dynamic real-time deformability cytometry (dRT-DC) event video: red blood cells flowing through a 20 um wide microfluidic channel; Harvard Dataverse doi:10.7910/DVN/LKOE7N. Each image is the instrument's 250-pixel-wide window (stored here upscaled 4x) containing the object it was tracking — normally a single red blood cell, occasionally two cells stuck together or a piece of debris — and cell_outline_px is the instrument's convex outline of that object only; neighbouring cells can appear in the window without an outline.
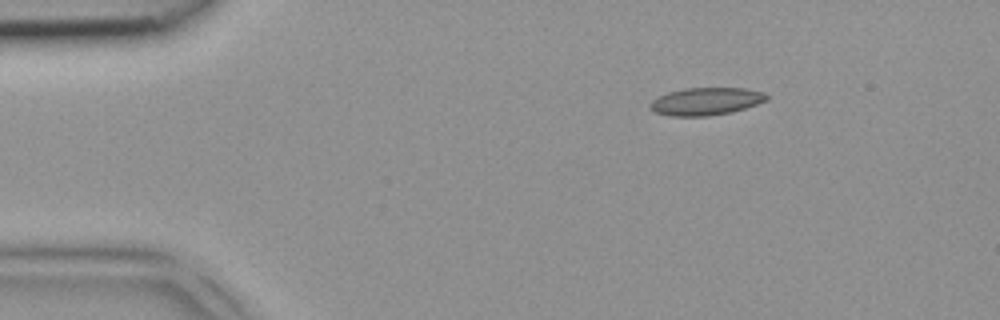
{"species": "common noctule bat (a hibernating species)", "species_latin": "Nyctalus noctula", "temperature_condition": "room temperature", "stored_images_in_passage": 2, "camera_frame_rate_fps": 3000, "um_per_image_px": 0.085, "animal": {"sex": "female", "body_mass_g": 18.4}, "frame": {"image": 1, "passage_image": 1, "time_ms": 0.0, "image_size_px": [1000, 320], "cell_outline_px": [[768, 100], [732, 112], [708, 116], [668, 116], [656, 112], [648, 104], [652, 100], [668, 92], [684, 88], [744, 88], [764, 92], [768, 96]], "centroid_in_image_um": [60.01, 8.61], "position_along_channel_um": 25.0, "area_um2": 18.67}}